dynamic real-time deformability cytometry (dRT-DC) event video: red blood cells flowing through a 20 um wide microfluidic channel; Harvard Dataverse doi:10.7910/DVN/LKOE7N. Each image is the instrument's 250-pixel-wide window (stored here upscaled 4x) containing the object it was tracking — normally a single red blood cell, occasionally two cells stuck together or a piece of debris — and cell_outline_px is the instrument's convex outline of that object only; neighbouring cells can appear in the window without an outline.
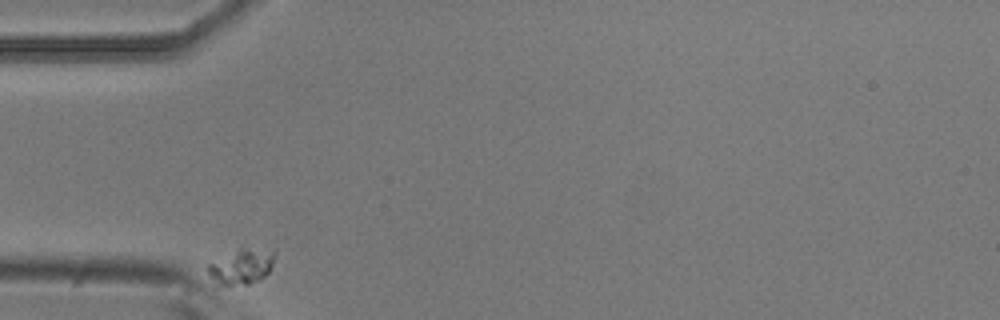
{"species": "common noctule bat (a hibernating species)", "species_latin": "Nyctalus noctula", "temperature_condition": "room temperature", "stored_images_in_passage": 36, "camera_frame_rate_fps": 3000, "um_per_image_px": 0.085, "animal": {"sex": "male", "body_mass_g": 20.5, "forearm_length_mm": 52.5}, "frame": {"image": 1, "passage_image": 1, "time_ms": 0.0, "image_size_px": [1000, 320], "cell_outline_px": [[276, 256], [268, 272], [260, 280], [248, 284], [220, 284], [208, 272], [208, 264], [240, 248], [276, 248]], "centroid_in_image_um": [20.64, 22.6], "position_along_channel_um": 64.4, "area_um2": 13.53}}
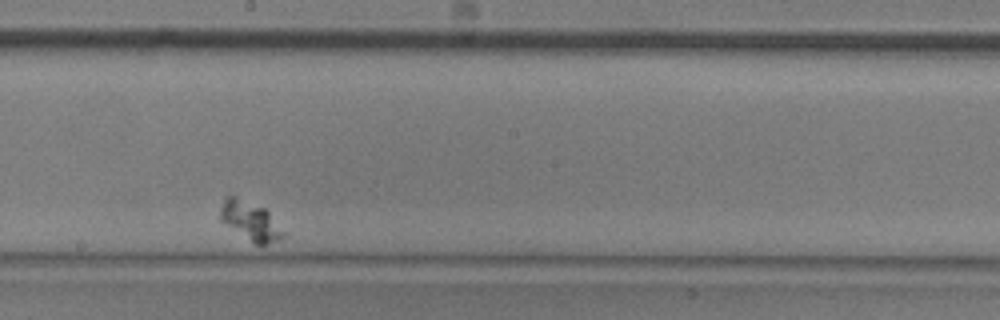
{"frame": {"image": 2, "passage_image": 20, "time_ms": 6.333, "image_size_px": [1000, 320], "cell_outline_px": [[288, 232], [284, 236], [276, 240], [264, 244], [256, 244], [220, 220], [220, 208], [224, 200], [232, 192], [264, 208]], "centroid_in_image_um": [21.3, 18.71], "position_along_channel_um": 226.9, "area_um2": 14.33}}
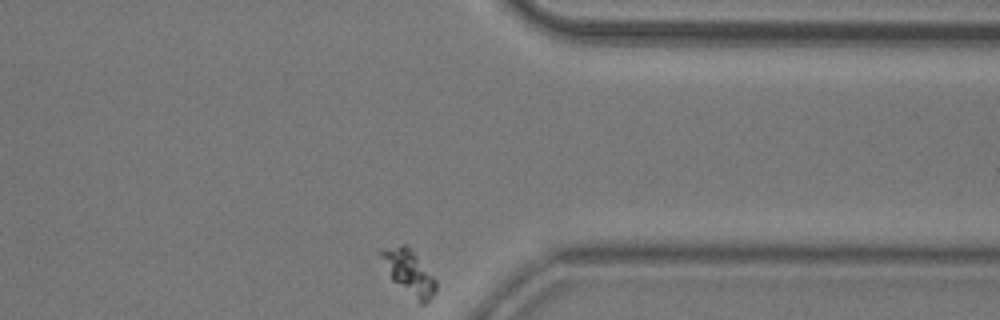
{"frame": {"image": 3, "passage_image": 36, "time_ms": 11.667, "image_size_px": [1000, 320], "cell_outline_px": [[436, 292], [424, 304], [420, 304], [392, 280], [380, 256], [380, 248], [404, 244], [408, 244], [436, 280]], "centroid_in_image_um": [34.76, 23.13], "position_along_channel_um": 376.6, "area_um2": 14.22}}